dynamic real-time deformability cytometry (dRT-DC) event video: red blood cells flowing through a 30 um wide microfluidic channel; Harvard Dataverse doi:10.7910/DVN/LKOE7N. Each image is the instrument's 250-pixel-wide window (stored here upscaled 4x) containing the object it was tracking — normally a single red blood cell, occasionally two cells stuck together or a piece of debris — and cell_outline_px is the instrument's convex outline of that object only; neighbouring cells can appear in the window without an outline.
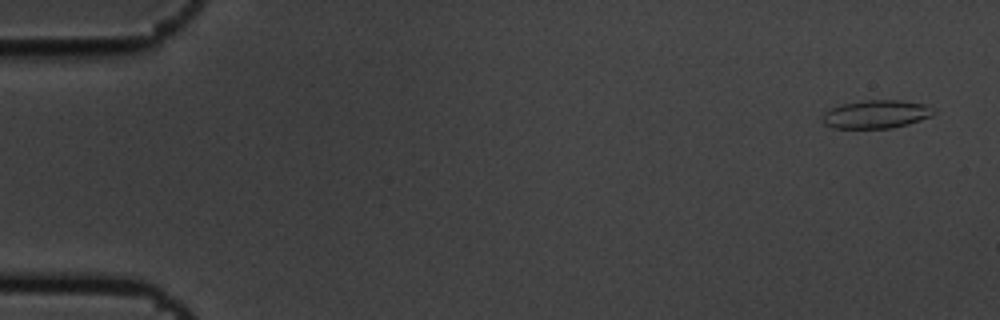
{"species": "common noctule bat (a hibernating species)", "species_latin": "Nyctalus noctula", "temperature_condition": "cold", "stored_images_in_passage": 5, "segment_of_instrument_passage": [1, 2], "camera_frame_rate_fps": 3000, "um_per_image_px": 0.085, "animal": {"sex": "male", "body_mass_g": 19.5, "forearm_length_mm": 54.6}, "frame": {"image": 1, "passage_image": 1, "time_ms": 0.0, "image_size_px": [1000, 320], "cell_outline_px": [[936, 112], [932, 116], [908, 124], [892, 128], [832, 128], [824, 124], [820, 120], [820, 116], [824, 112], [840, 104], [864, 100], [900, 100], [924, 104]], "centroid_in_image_um": [74.41, 9.71], "position_along_channel_um": 10.6, "area_um2": 18.44}}